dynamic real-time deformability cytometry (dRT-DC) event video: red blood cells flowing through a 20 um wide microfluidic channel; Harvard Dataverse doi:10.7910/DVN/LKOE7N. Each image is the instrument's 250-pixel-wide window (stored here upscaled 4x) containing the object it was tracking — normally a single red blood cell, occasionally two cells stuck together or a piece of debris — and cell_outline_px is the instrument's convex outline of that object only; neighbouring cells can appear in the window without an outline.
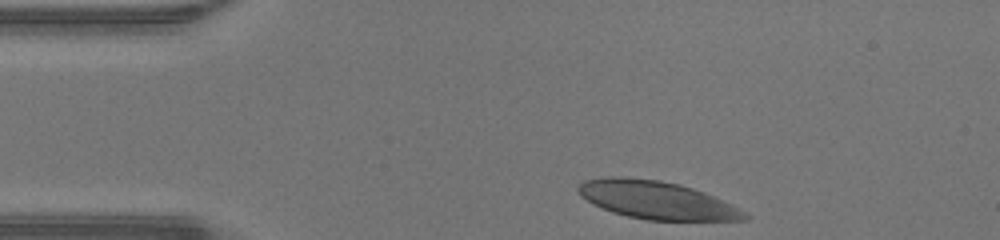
{"species": "human", "species_latin": "Homo sapiens", "temperature_condition": "warm", "stored_images_in_passage": 31, "camera_frame_rate_fps": 3000, "um_per_image_px": 0.085, "donor": {"sex": "male"}, "frame": {"image": 1, "passage_image": 1, "time_ms": 0.0, "image_size_px": [1000, 240], "cell_outline_px": [[752, 216], [748, 220], [648, 220], [628, 216], [612, 212], [592, 204], [580, 196], [576, 188], [584, 180], [608, 176], [624, 176], [660, 180], [680, 184], [704, 192], [732, 204]], "centroid_in_image_um": [55.8, 17.0], "position_along_channel_um": 29.2, "area_um2": 36.99}}
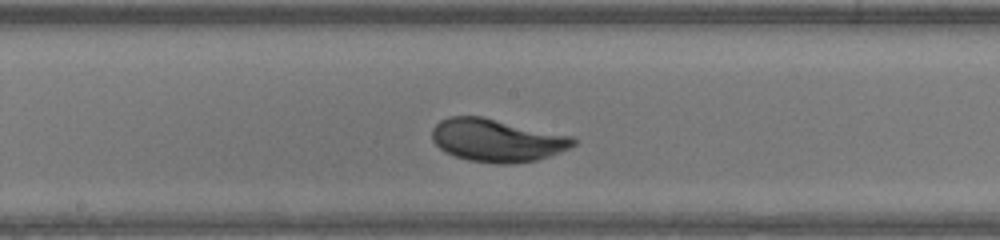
{"frame": {"image": 2, "passage_image": 17, "time_ms": 5.333, "image_size_px": [1000, 240], "cell_outline_px": [[576, 144], [560, 152], [536, 160], [508, 164], [496, 164], [468, 160], [444, 152], [432, 140], [432, 128], [440, 120], [448, 116], [484, 116], [572, 136], [576, 140]], "centroid_in_image_um": [42.22, 11.91], "position_along_channel_um": 206.0, "area_um2": 35.37}}
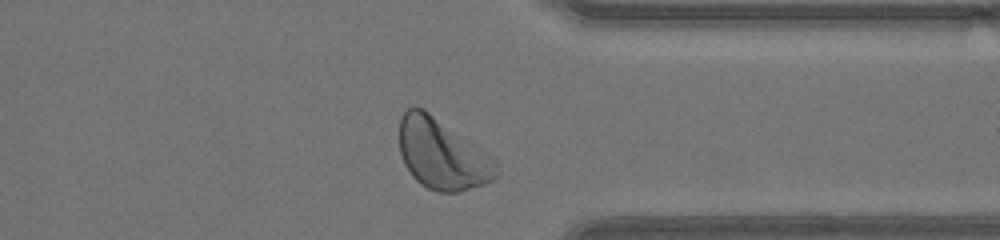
{"frame": {"image": 3, "passage_image": 29, "time_ms": 9.333, "image_size_px": [1000, 240], "cell_outline_px": [[500, 168], [496, 176], [492, 180], [484, 184], [460, 192], [440, 192], [428, 188], [420, 184], [412, 176], [404, 164], [400, 152], [400, 116], [408, 108], [424, 108], [492, 156], [496, 160]], "centroid_in_image_um": [37.6, 13.12], "position_along_channel_um": 373.8, "area_um2": 39.88}, "authors_computed_cell_mechanics": {"area_um2": 35.3736, "velocity_mm_per_s": 4.3175, "shape_relaxation_time_tau1_ms": 3.6336, "shape_relaxation_time_tau2_ms": 1.5918, "deformation_change_tau1": 0.2177, "deformation_change_tau2": 0.073}}